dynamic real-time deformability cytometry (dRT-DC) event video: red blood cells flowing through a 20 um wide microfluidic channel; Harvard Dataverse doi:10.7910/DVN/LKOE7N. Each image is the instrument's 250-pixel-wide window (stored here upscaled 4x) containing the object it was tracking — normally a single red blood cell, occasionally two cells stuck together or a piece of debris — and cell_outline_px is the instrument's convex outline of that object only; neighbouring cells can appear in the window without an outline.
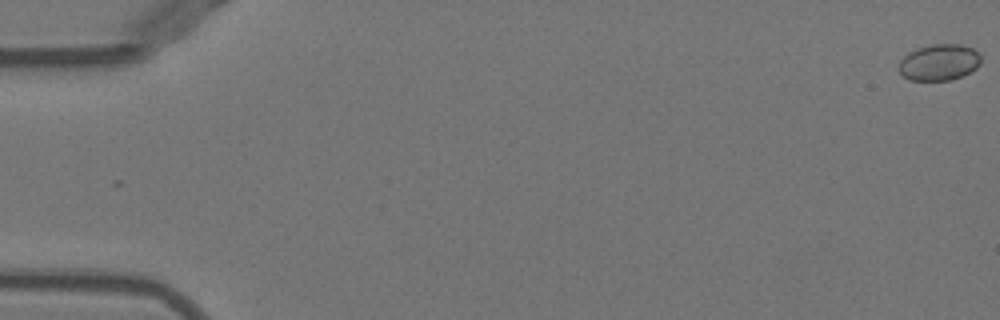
{"species": "Egyptian fruit bat (a non-hibernating species)", "species_latin": "Rousettus aegyptiacus", "temperature_condition": "warm", "stored_images_in_passage": 10, "camera_frame_rate_fps": 3000, "um_per_image_px": 0.085, "animal": {"sex": "female"}, "frame": {"image": 1, "passage_image": 1, "time_ms": 0.0, "image_size_px": [1000, 320], "cell_outline_px": [[980, 64], [976, 68], [952, 80], [908, 80], [900, 72], [900, 60], [908, 52], [916, 48], [932, 44], [960, 44], [972, 48], [980, 52]], "centroid_in_image_um": [79.83, 5.28], "position_along_channel_um": 5.2, "area_um2": 17.34}}